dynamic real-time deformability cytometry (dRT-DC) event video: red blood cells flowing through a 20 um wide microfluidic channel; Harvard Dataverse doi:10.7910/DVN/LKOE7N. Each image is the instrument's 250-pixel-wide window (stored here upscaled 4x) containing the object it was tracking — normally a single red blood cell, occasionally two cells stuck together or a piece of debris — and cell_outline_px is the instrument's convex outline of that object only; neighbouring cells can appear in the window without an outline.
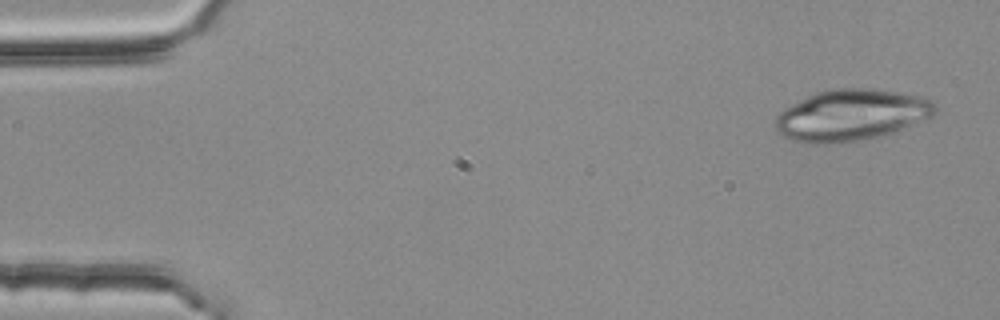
{"species": "common noctule bat (a hibernating species)", "species_latin": "Nyctalus noctula", "temperature_condition": "room temperature", "stored_images_in_passage": 3, "camera_frame_rate_fps": 3000, "um_per_image_px": 0.085, "animal": {"sex": "female", "body_mass_g": 25.1}, "frame": {"image": 1, "passage_image": 1, "time_ms": 0.0, "image_size_px": [1000, 320], "cell_outline_px": [[936, 112], [932, 116], [884, 136], [836, 144], [804, 144], [792, 140], [784, 136], [776, 128], [776, 116], [784, 108], [816, 92], [832, 88], [872, 88], [896, 92], [916, 96], [928, 100], [936, 104]], "centroid_in_image_um": [72.32, 9.8], "position_along_channel_um": 12.7, "area_um2": 47.74}}